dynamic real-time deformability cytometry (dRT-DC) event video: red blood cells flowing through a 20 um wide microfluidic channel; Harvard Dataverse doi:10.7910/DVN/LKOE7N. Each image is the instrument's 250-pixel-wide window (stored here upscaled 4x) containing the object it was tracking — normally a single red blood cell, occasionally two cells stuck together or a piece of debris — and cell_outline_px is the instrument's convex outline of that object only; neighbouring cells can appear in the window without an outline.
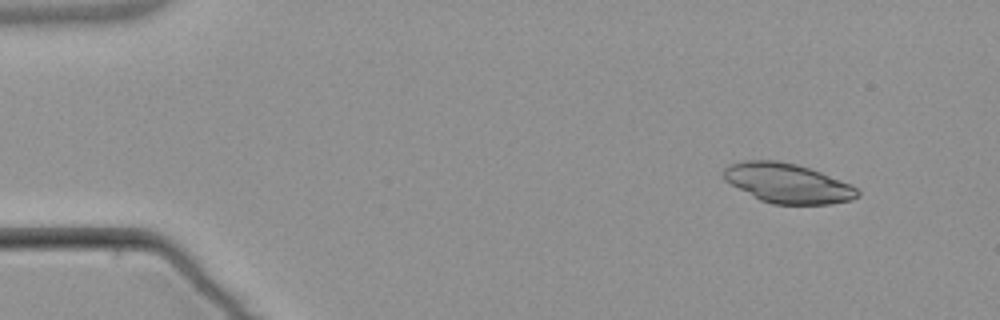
{"species": "common noctule bat (a hibernating species)", "species_latin": "Nyctalus noctula", "temperature_condition": "warm", "stored_images_in_passage": 3, "camera_frame_rate_fps": 3000, "um_per_image_px": 0.085, "animal": {"sex": "male", "body_mass_g": 21.5, "forearm_length_mm": 52.0}, "frame": {"image": 1, "passage_image": 1, "time_ms": 0.0, "image_size_px": [1000, 320], "cell_outline_px": [[860, 196], [852, 200], [832, 204], [772, 204], [760, 200], [724, 180], [724, 168], [728, 164], [744, 160], [776, 160], [796, 164], [820, 172], [852, 184], [860, 192]], "centroid_in_image_um": [66.97, 15.57], "position_along_channel_um": 18.0, "area_um2": 30.92}}